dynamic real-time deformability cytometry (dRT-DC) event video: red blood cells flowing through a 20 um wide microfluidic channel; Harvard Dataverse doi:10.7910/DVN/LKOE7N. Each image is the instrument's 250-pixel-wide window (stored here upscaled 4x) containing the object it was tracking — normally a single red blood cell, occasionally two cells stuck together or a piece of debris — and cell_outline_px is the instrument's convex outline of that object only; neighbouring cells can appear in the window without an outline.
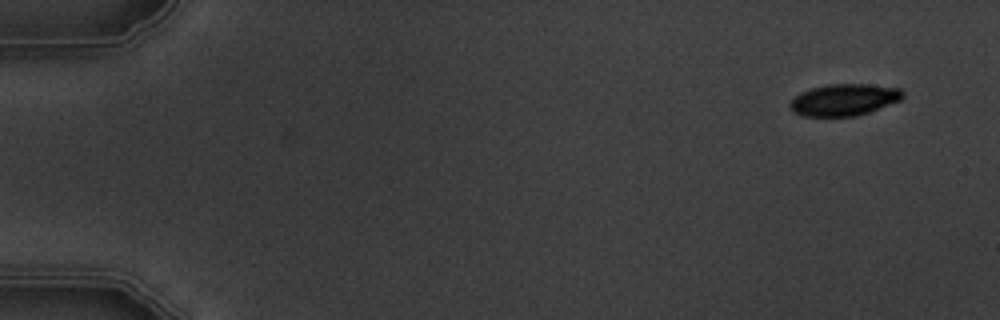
{"species": "common noctule bat (a hibernating species)", "species_latin": "Nyctalus noctula", "temperature_condition": "warm", "stored_images_in_passage": 5, "camera_frame_rate_fps": 3000, "um_per_image_px": 0.085, "animal": {"sex": "male", "body_mass_g": 19.5, "forearm_length_mm": 54.6}, "frame": {"image": 1, "passage_image": 1, "time_ms": 0.0, "image_size_px": [1000, 320], "cell_outline_px": [[904, 96], [900, 100], [868, 112], [856, 116], [804, 116], [792, 112], [788, 104], [800, 92], [812, 88], [828, 84], [868, 84], [900, 88], [904, 92]], "centroid_in_image_um": [71.73, 8.48], "position_along_channel_um": 13.3, "area_um2": 20.81}}
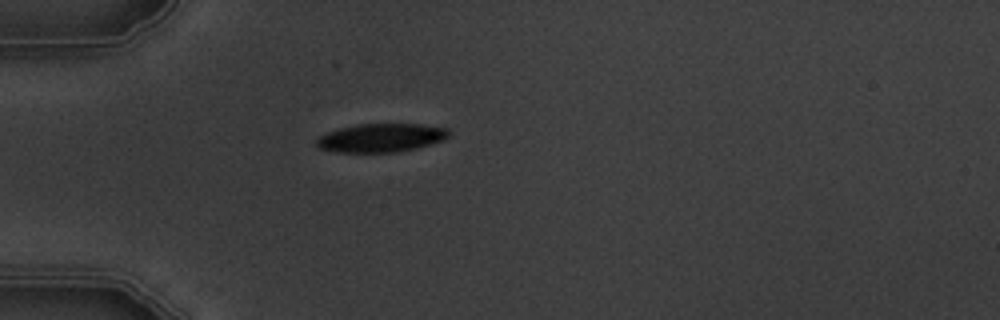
{"frame": {"image": 2, "passage_image": 4, "time_ms": 4.333, "image_size_px": [1000, 320], "cell_outline_px": [[452, 132], [444, 140], [416, 148], [400, 152], [336, 152], [320, 148], [316, 144], [316, 136], [340, 128], [356, 124], [420, 124], [448, 128]], "centroid_in_image_um": [32.4, 11.71], "position_along_channel_um": 52.6, "area_um2": 22.14}}